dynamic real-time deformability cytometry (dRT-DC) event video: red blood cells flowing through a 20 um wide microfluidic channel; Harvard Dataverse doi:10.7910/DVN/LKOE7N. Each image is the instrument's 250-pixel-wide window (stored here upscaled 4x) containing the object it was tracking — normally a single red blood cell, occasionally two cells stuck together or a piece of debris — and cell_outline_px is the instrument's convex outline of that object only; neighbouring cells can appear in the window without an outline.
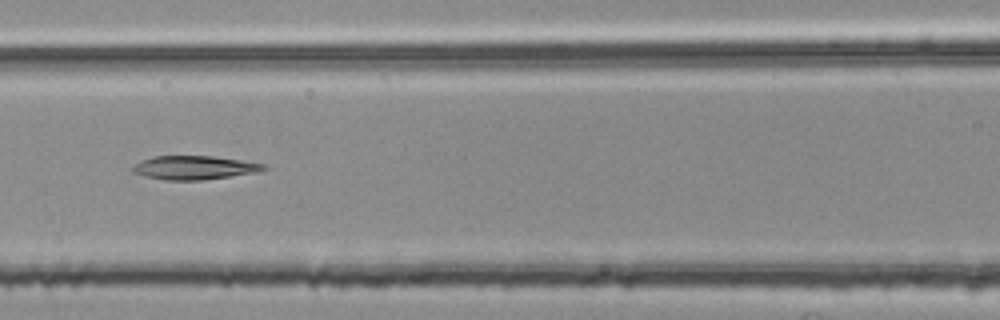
{"species": "common noctule bat (a hibernating species)", "species_latin": "Nyctalus noctula", "temperature_condition": "room temperature", "stored_images_in_passage": 54, "segment_of_instrument_passage": [2, 2], "camera_frame_rate_fps": 3000, "um_per_image_px": 0.085, "animal": {"sex": "female", "body_mass_g": 25.1}, "frame": {"image": 1, "passage_image": 24, "time_ms": 7.667, "image_size_px": [1000, 320], "cell_outline_px": [[268, 168], [260, 172], [200, 180], [164, 180], [144, 176], [132, 172], [132, 168], [140, 160], [152, 156], [212, 156], [268, 164]], "centroid_in_image_um": [16.53, 14.25], "position_along_channel_um": 150.1, "area_um2": 18.21}}
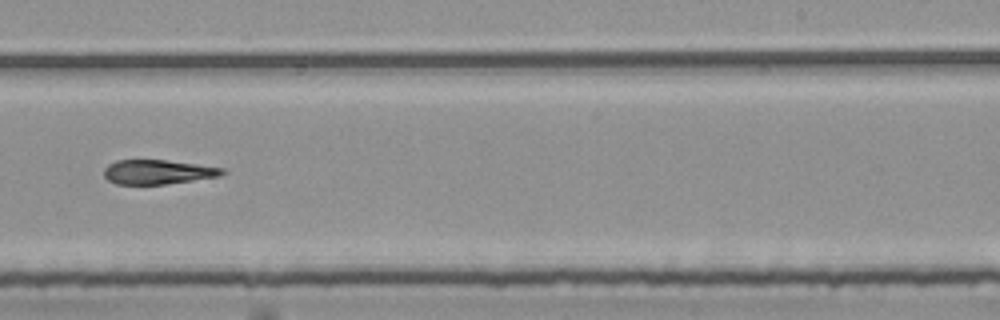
{"frame": {"image": 2, "passage_image": 34, "time_ms": 11.0, "image_size_px": [1000, 320], "cell_outline_px": [[228, 172], [220, 176], [164, 184], [116, 184], [108, 180], [104, 176], [104, 168], [108, 164], [116, 160], [164, 160], [196, 164], [224, 168]], "centroid_in_image_um": [13.41, 14.61], "position_along_channel_um": 275.6, "area_um2": 16.76}}
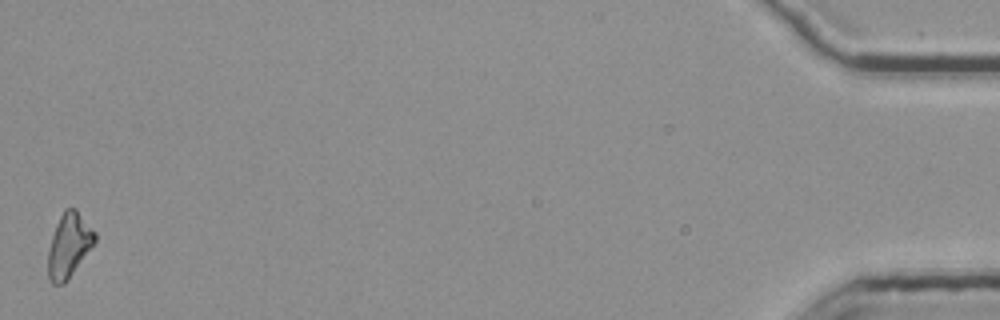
{"frame": {"image": 3, "passage_image": 54, "time_ms": 17.667, "image_size_px": [1000, 320], "cell_outline_px": [[96, 240], [68, 280], [64, 284], [52, 284], [48, 276], [48, 252], [52, 236], [56, 224], [64, 208], [76, 208], [96, 232]], "centroid_in_image_um": [5.86, 20.84], "position_along_channel_um": 429.3, "area_um2": 17.46}}